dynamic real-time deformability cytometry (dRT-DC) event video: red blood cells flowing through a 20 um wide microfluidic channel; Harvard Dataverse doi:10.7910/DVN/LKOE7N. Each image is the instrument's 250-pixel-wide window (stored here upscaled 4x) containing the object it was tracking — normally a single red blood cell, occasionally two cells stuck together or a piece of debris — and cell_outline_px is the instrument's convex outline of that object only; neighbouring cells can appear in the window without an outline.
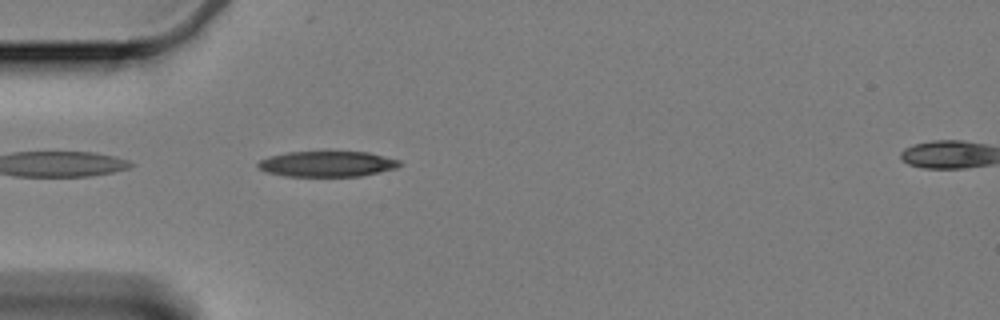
{"species": "Egyptian fruit bat (a non-hibernating species)", "species_latin": "Rousettus aegyptiacus", "temperature_condition": "cold", "stored_images_in_passage": 41, "camera_frame_rate_fps": 3000, "um_per_image_px": 0.085, "animal": {"sex": "female"}, "frame": {"image": 1, "passage_image": 2, "time_ms": 0.333, "image_size_px": [1000, 320], "cell_outline_px": [[404, 164], [396, 168], [380, 172], [360, 176], [284, 176], [264, 172], [256, 164], [260, 160], [268, 156], [288, 152], [368, 152], [400, 160]], "centroid_in_image_um": [27.81, 13.94], "position_along_channel_um": 57.2, "area_um2": 21.21}}
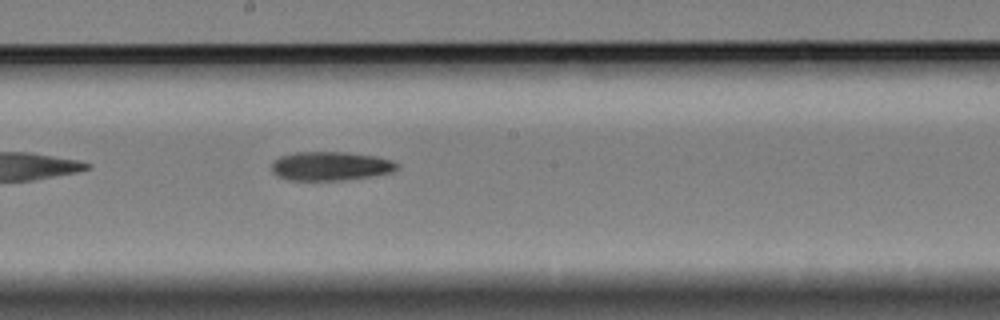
{"frame": {"image": 2, "passage_image": 17, "time_ms": 5.333, "image_size_px": [1000, 320], "cell_outline_px": [[400, 168], [392, 172], [372, 176], [344, 180], [288, 180], [276, 176], [272, 172], [272, 160], [280, 156], [296, 152], [344, 152], [376, 156], [392, 160], [400, 164]], "centroid_in_image_um": [28.1, 14.12], "position_along_channel_um": 220.1, "area_um2": 21.39}}
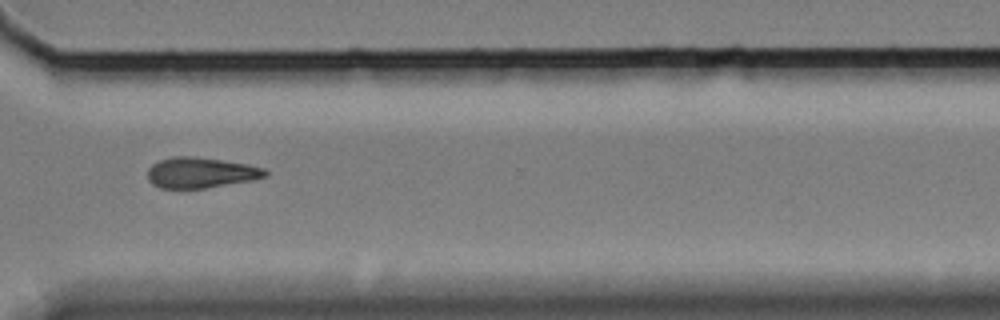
{"frame": {"image": 3, "passage_image": 29, "time_ms": 9.333, "image_size_px": [1000, 320], "cell_outline_px": [[268, 176], [252, 180], [204, 188], [160, 188], [152, 184], [148, 180], [148, 168], [152, 164], [160, 160], [172, 156], [192, 156], [248, 164], [264, 168], [268, 172]], "centroid_in_image_um": [17.05, 14.67], "position_along_channel_um": 353.5, "area_um2": 20.92}, "authors_computed_cell_mechanics": {"area_um2": 21.097, "velocity_mm_per_s": 3.3431, "shape_relaxation_time_tau1_ms": 6.7661, "shape_relaxation_time_tau2_ms": null, "deformation_change_tau1": 0.1624, "deformation_change_tau2": null}}